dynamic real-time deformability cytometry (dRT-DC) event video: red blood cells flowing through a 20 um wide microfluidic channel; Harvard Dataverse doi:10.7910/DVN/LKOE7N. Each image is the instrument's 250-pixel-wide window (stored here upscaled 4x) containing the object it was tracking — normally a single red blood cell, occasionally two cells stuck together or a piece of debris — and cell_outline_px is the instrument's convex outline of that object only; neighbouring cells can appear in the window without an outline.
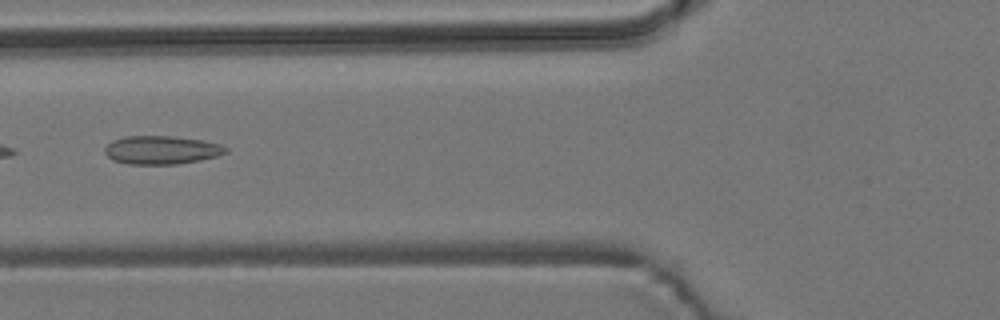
{"species": "common noctule bat (a hibernating species)", "species_latin": "Nyctalus noctula", "temperature_condition": "room temperature", "stored_images_in_passage": 6, "camera_frame_rate_fps": 3000, "um_per_image_px": 0.085, "animal": {"sex": "male", "body_mass_g": 19.2, "forearm_length_mm": 51.8}, "frame": {"image": 1, "passage_image": 4, "time_ms": 1.0, "image_size_px": [1000, 320], "cell_outline_px": [[228, 152], [216, 156], [200, 160], [176, 164], [128, 164], [112, 160], [104, 152], [104, 148], [112, 140], [124, 136], [172, 136], [200, 140], [220, 144], [228, 148]], "centroid_in_image_um": [13.7, 12.75], "position_along_channel_um": 112.1, "area_um2": 20.0}}
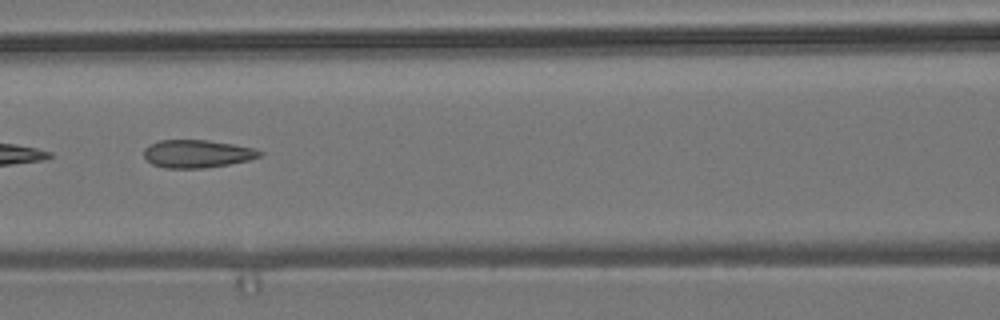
{"frame": {"image": 2, "passage_image": 5, "time_ms": 1.333, "image_size_px": [1000, 320], "cell_outline_px": [[264, 152], [260, 156], [248, 160], [228, 164], [204, 168], [164, 168], [152, 164], [144, 156], [144, 148], [160, 140], [208, 140], [232, 144], [252, 148]], "centroid_in_image_um": [16.74, 13.07], "position_along_channel_um": 149.9, "area_um2": 18.61}}
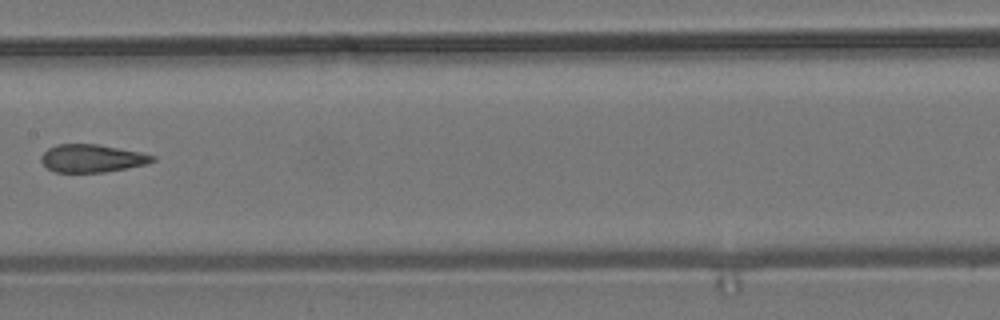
{"frame": {"image": 3, "passage_image": 6, "time_ms": 1.667, "image_size_px": [1000, 320], "cell_outline_px": [[156, 160], [148, 164], [128, 168], [104, 172], [56, 172], [48, 168], [40, 160], [40, 156], [48, 148], [56, 144], [96, 144], [140, 152], [156, 156]], "centroid_in_image_um": [7.83, 13.46], "position_along_channel_um": 199.6, "area_um2": 18.09}}